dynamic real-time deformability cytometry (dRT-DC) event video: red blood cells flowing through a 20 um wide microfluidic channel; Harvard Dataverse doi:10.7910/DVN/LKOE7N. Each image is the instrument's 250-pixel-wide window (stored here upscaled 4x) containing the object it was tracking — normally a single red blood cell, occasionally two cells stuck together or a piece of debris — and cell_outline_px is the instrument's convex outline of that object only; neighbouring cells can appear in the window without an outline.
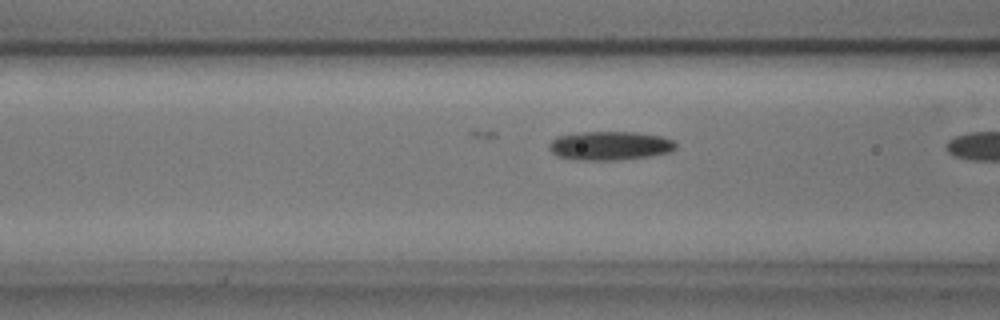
{"species": "common noctule bat (a hibernating species)", "species_latin": "Nyctalus noctula", "temperature_condition": "cold", "stored_images_in_passage": 5, "camera_frame_rate_fps": 3000, "um_per_image_px": 0.085, "animal": {"sex": "male", "body_mass_g": 17.9, "forearm_length_mm": 54.2}, "frame": {"image": 1, "passage_image": 4, "time_ms": 1.0, "image_size_px": [1000, 320], "cell_outline_px": [[676, 148], [668, 152], [648, 156], [616, 160], [576, 160], [556, 156], [548, 148], [548, 144], [556, 136], [576, 132], [636, 132], [660, 136], [672, 140], [676, 144]], "centroid_in_image_um": [51.77, 12.38], "position_along_channel_um": 114.8, "area_um2": 21.33}}